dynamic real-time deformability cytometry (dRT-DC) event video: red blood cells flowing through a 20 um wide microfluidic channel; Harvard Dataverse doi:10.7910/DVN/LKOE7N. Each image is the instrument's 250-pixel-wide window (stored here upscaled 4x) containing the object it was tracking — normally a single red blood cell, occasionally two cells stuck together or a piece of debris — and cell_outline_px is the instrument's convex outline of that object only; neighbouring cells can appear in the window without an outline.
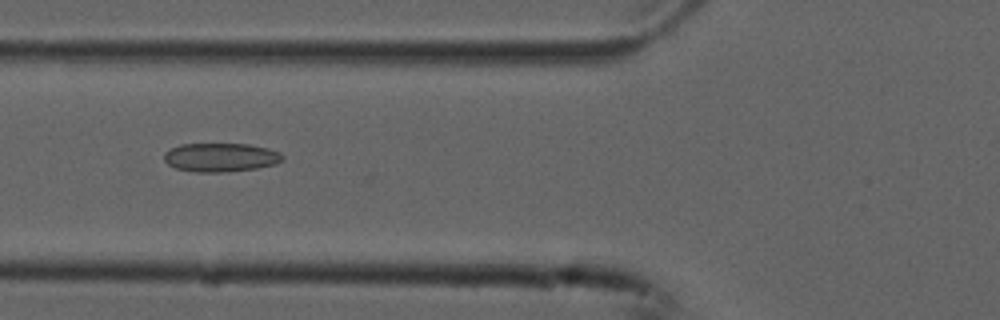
{"species": "common noctule bat (a hibernating species)", "species_latin": "Nyctalus noctula", "temperature_condition": "cold", "stored_images_in_passage": 18, "camera_frame_rate_fps": 3000, "um_per_image_px": 0.085, "animal": {"sex": "male", "forearm_length_mm": 52.5}, "frame": {"image": 1, "passage_image": 12, "time_ms": 3.667, "image_size_px": [1000, 320], "cell_outline_px": [[284, 160], [276, 164], [256, 168], [228, 172], [196, 172], [176, 168], [168, 164], [164, 160], [164, 152], [180, 144], [248, 144], [268, 148], [280, 152], [284, 156]], "centroid_in_image_um": [18.78, 13.38], "position_along_channel_um": 107.0, "area_um2": 19.94}}
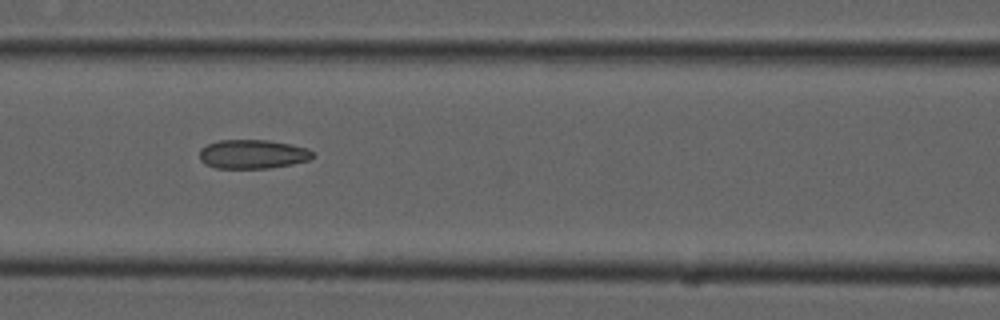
{"frame": {"image": 2, "passage_image": 15, "time_ms": 4.667, "image_size_px": [1000, 320], "cell_outline_px": [[312, 156], [308, 160], [292, 164], [272, 168], [216, 168], [204, 164], [200, 160], [200, 148], [208, 144], [220, 140], [268, 140], [292, 144], [308, 148], [312, 152]], "centroid_in_image_um": [21.46, 13.1], "position_along_channel_um": 145.1, "area_um2": 19.19}}
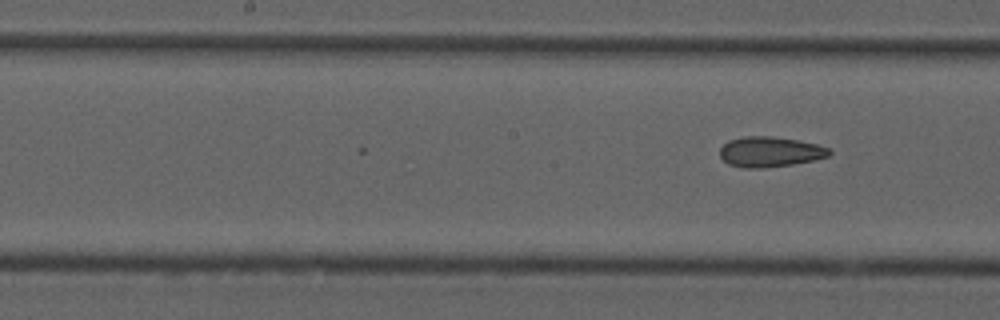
{"frame": {"image": 3, "passage_image": 18, "time_ms": 5.667, "image_size_px": [1000, 320], "cell_outline_px": [[832, 152], [828, 156], [812, 160], [792, 164], [760, 168], [744, 168], [728, 164], [720, 156], [720, 148], [728, 140], [744, 136], [772, 136], [796, 140], [816, 144], [828, 148]], "centroid_in_image_um": [65.41, 12.9], "position_along_channel_um": 182.8, "area_um2": 19.13}}